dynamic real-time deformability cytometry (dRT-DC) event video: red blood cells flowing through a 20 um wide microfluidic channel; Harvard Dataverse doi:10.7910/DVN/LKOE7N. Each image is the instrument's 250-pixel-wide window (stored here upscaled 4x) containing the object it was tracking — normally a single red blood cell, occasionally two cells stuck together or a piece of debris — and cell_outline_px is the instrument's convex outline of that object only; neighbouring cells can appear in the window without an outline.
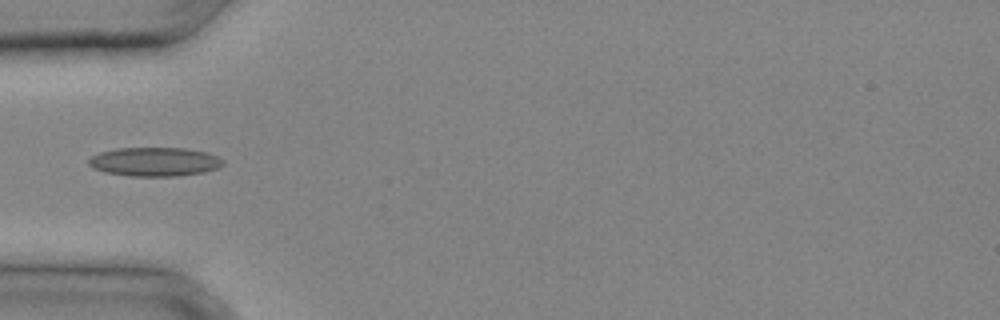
{"species": "common noctule bat (a hibernating species)", "species_latin": "Nyctalus noctula", "temperature_condition": "cold", "stored_images_in_passage": 30, "camera_frame_rate_fps": 3000, "um_per_image_px": 0.085, "animal": {"sex": "male", "body_mass_g": 20.4}, "frame": {"image": 1, "passage_image": 9, "time_ms": 2.667, "image_size_px": [1000, 320], "cell_outline_px": [[224, 164], [216, 168], [204, 172], [176, 176], [128, 176], [104, 172], [92, 168], [88, 164], [88, 160], [92, 156], [100, 152], [116, 148], [184, 148], [204, 152], [216, 156], [224, 160]], "centroid_in_image_um": [13.1, 13.75], "position_along_channel_um": 71.9, "area_um2": 22.6}}
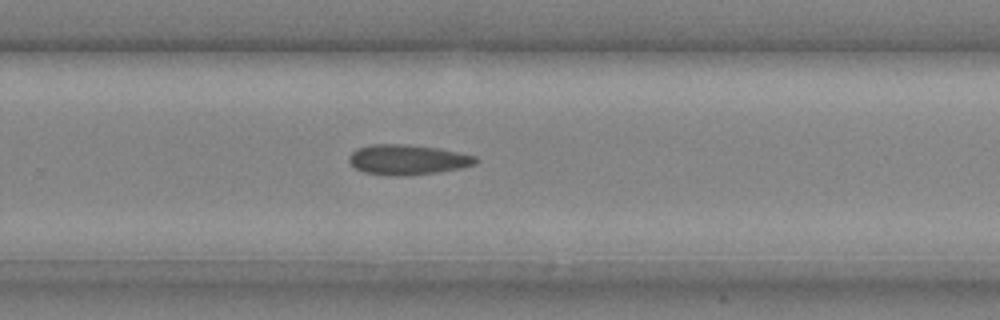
{"frame": {"image": 2, "passage_image": 20, "time_ms": 6.333, "image_size_px": [1000, 320], "cell_outline_px": [[480, 160], [476, 164], [460, 168], [436, 172], [404, 176], [392, 176], [364, 172], [356, 168], [348, 160], [348, 156], [356, 148], [372, 144], [404, 144], [436, 148], [476, 156]], "centroid_in_image_um": [34.62, 13.57], "position_along_channel_um": 295.2, "area_um2": 22.14}}
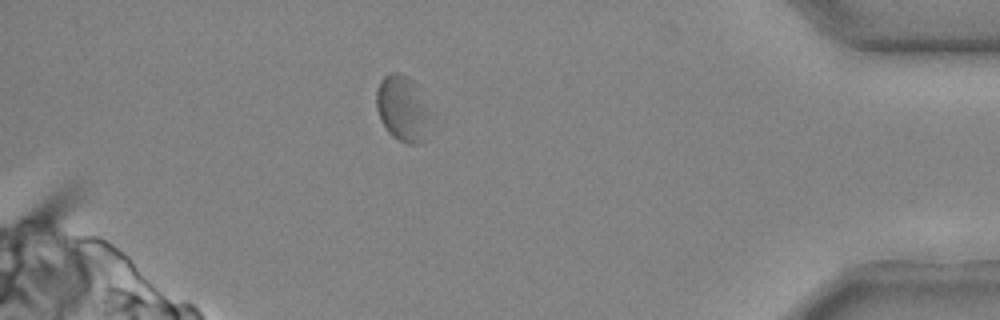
{"frame": {"image": 3, "passage_image": 27, "time_ms": 8.667, "image_size_px": [1000, 320], "cell_outline_px": [[428, 120], [420, 144], [408, 144], [392, 136], [388, 132], [380, 120], [376, 108], [376, 88], [380, 80], [384, 76], [392, 72], [400, 72], [408, 76], [412, 80], [428, 112]], "centroid_in_image_um": [34.11, 9.19], "position_along_channel_um": 401.1, "area_um2": 20.0}}